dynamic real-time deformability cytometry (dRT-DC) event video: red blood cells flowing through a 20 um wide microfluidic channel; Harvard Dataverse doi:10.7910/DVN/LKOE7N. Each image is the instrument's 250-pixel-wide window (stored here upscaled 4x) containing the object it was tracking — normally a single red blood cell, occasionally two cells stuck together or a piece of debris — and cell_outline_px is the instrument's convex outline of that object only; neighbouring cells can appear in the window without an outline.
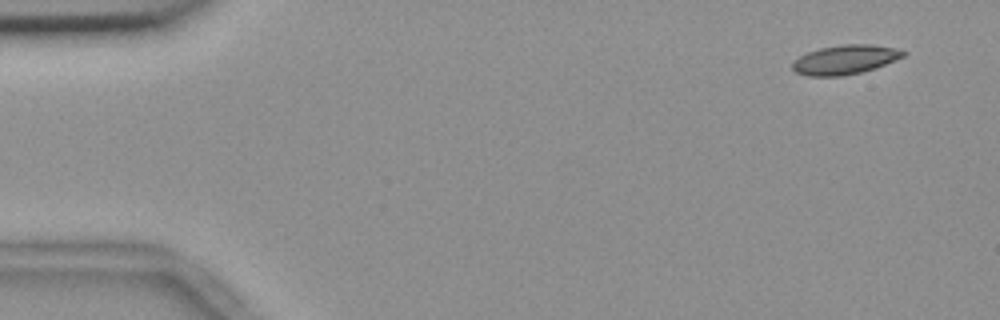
{"species": "common noctule bat (a hibernating species)", "species_latin": "Nyctalus noctula", "temperature_condition": "room temperature", "stored_images_in_passage": 7, "camera_frame_rate_fps": 3000, "um_per_image_px": 0.085, "animal": {"sex": "female", "body_mass_g": 18.4}, "frame": {"image": 1, "passage_image": 1, "time_ms": 0.0, "image_size_px": [1000, 320], "cell_outline_px": [[908, 52], [904, 56], [876, 68], [860, 72], [840, 76], [808, 76], [796, 72], [792, 68], [792, 64], [800, 56], [808, 52], [820, 48], [840, 44], [872, 44], [892, 48]], "centroid_in_image_um": [71.83, 5.07], "position_along_channel_um": 13.2, "area_um2": 18.73}}
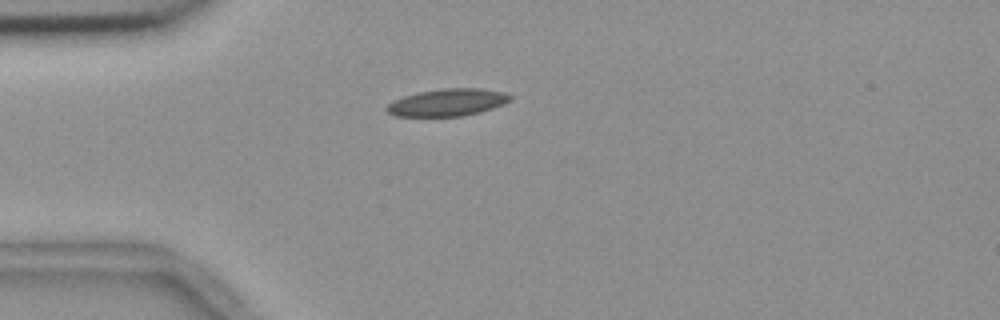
{"frame": {"image": 2, "passage_image": 4, "time_ms": 1.0, "image_size_px": [1000, 320], "cell_outline_px": [[512, 100], [492, 108], [480, 112], [460, 116], [396, 116], [388, 112], [384, 108], [392, 100], [404, 96], [420, 92], [440, 88], [480, 88], [504, 92], [512, 96]], "centroid_in_image_um": [38.03, 8.7], "position_along_channel_um": 47.0, "area_um2": 19.59}}
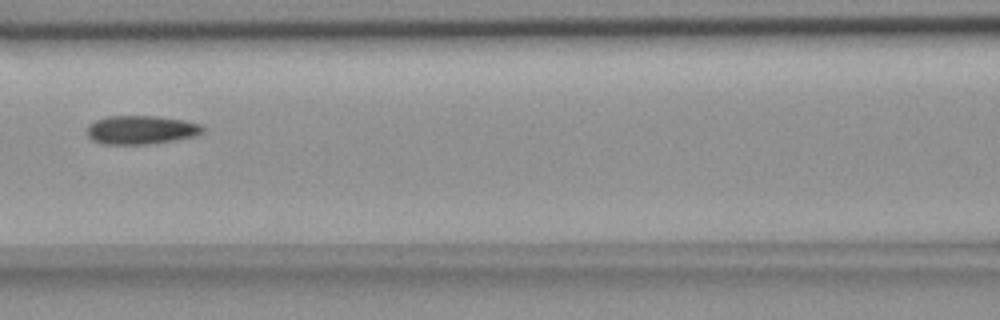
{"frame": {"image": 3, "passage_image": 7, "time_ms": 2.0, "image_size_px": [1000, 320], "cell_outline_px": [[204, 132], [192, 136], [172, 140], [148, 144], [104, 144], [92, 140], [88, 136], [88, 124], [96, 120], [108, 116], [160, 116], [184, 120], [200, 124], [204, 128]], "centroid_in_image_um": [11.98, 11.03], "position_along_channel_um": 154.6, "area_um2": 19.19}}